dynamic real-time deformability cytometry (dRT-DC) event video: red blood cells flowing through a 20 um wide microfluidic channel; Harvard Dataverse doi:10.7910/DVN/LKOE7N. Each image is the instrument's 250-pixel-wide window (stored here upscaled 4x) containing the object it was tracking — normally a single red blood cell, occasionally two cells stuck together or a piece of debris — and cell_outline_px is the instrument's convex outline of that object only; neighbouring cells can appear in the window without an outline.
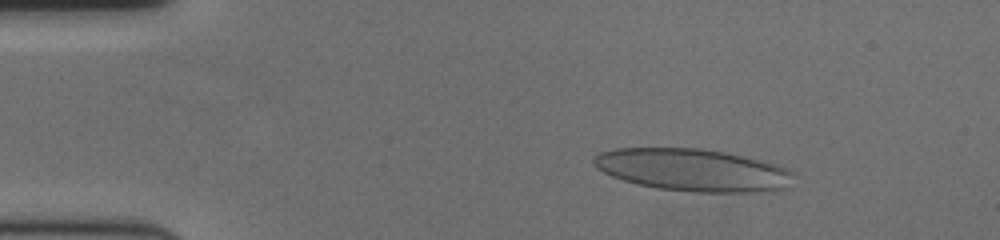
{"species": "human", "species_latin": "Homo sapiens", "temperature_condition": "cold", "stored_images_in_passage": 57, "camera_frame_rate_fps": 3000, "um_per_image_px": 0.085, "donor": {"sex": "female"}, "frame": {"image": 1, "passage_image": 8, "time_ms": 2.333, "image_size_px": [1000, 240], "cell_outline_px": [[792, 172], [784, 188], [760, 192], [696, 192], [656, 188], [636, 184], [612, 176], [596, 168], [592, 160], [600, 152], [616, 148], [700, 148], [724, 152], [788, 168]], "centroid_in_image_um": [58.79, 14.45], "position_along_channel_um": 26.2, "area_um2": 48.67}}
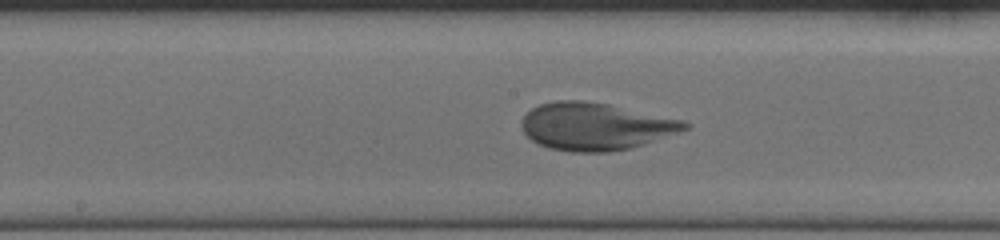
{"frame": {"image": 2, "passage_image": 29, "time_ms": 9.333, "image_size_px": [1000, 240], "cell_outline_px": [[692, 124], [688, 128], [644, 144], [632, 148], [608, 152], [572, 152], [548, 148], [532, 140], [524, 132], [520, 124], [524, 116], [532, 108], [540, 104], [556, 100], [584, 100], [608, 104], [684, 120]], "centroid_in_image_um": [50.6, 10.74], "position_along_channel_um": 197.6, "area_um2": 44.97}}
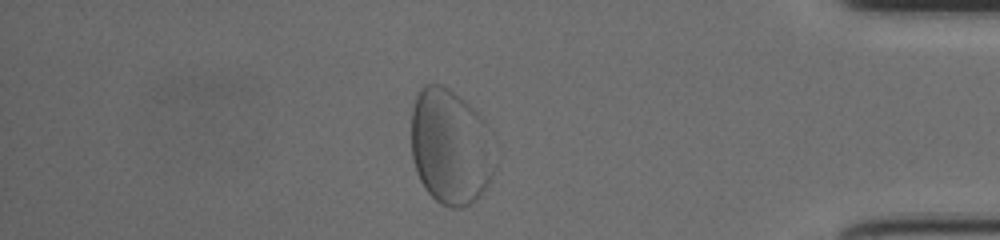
{"frame": {"image": 3, "passage_image": 49, "time_ms": 16.0, "image_size_px": [1000, 240], "cell_outline_px": [[496, 168], [492, 180], [480, 196], [476, 200], [460, 208], [448, 208], [440, 204], [424, 188], [416, 172], [412, 160], [412, 112], [416, 96], [420, 88], [424, 84], [444, 84], [464, 100], [484, 120], [488, 128], [496, 164]], "centroid_in_image_um": [38.3, 12.5], "position_along_channel_um": 396.9, "area_um2": 56.93}, "authors_computed_cell_mechanics": {"area_um2": 47.5694, "velocity_mm_per_s": 3.511, "shape_relaxation_time_tau1_ms": 6.7495, "shape_relaxation_time_tau2_ms": null, "deformation_change_tau1": 0.262, "deformation_change_tau2": null}}